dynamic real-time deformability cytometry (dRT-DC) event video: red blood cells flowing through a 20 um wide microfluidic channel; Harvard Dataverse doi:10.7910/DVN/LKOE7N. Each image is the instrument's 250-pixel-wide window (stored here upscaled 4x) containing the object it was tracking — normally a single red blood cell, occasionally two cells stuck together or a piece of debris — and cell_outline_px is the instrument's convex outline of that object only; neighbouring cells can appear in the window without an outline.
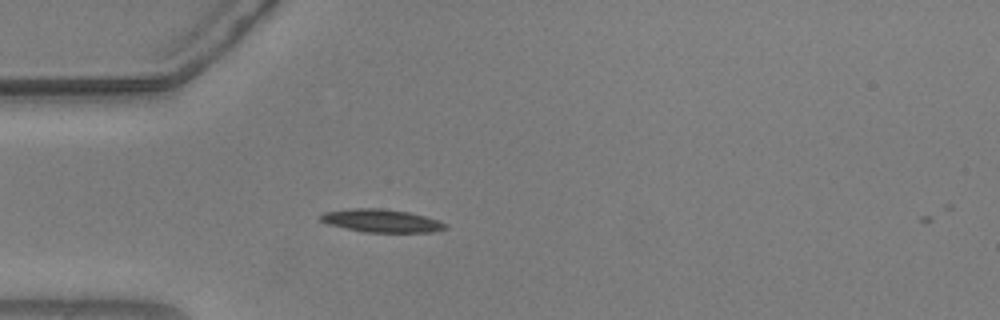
{"species": "common noctule bat (a hibernating species)", "species_latin": "Nyctalus noctula", "temperature_condition": "warm", "stored_images_in_passage": 40, "camera_frame_rate_fps": 3000, "um_per_image_px": 0.085, "animal": {"sex": "male", "body_mass_g": 20.5, "forearm_length_mm": 52.5}, "frame": {"image": 1, "passage_image": 1, "time_ms": 0.0, "image_size_px": [1000, 320], "cell_outline_px": [[448, 228], [432, 232], [364, 232], [328, 224], [320, 220], [320, 216], [324, 212], [352, 208], [380, 208], [408, 212], [424, 216], [448, 224]], "centroid_in_image_um": [32.43, 18.76], "position_along_channel_um": 52.6, "area_um2": 16.59}}
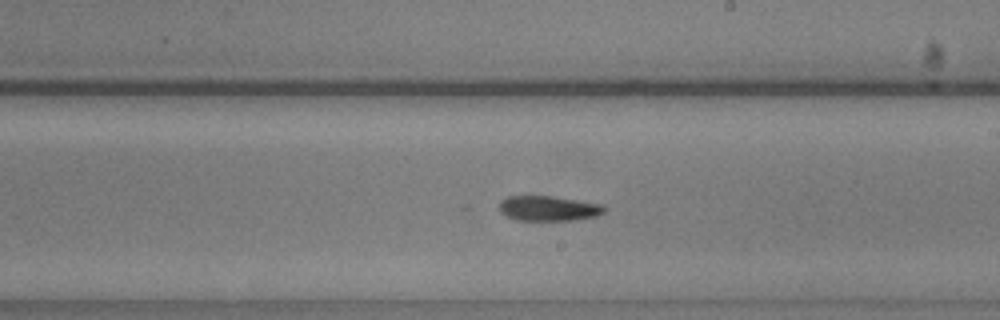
{"frame": {"image": 2, "passage_image": 17, "time_ms": 5.333, "image_size_px": [1000, 320], "cell_outline_px": [[608, 208], [604, 212], [596, 216], [576, 220], [516, 220], [500, 212], [500, 200], [508, 196], [548, 196], [604, 204]], "centroid_in_image_um": [46.65, 17.71], "position_along_channel_um": 242.3, "area_um2": 15.32}}
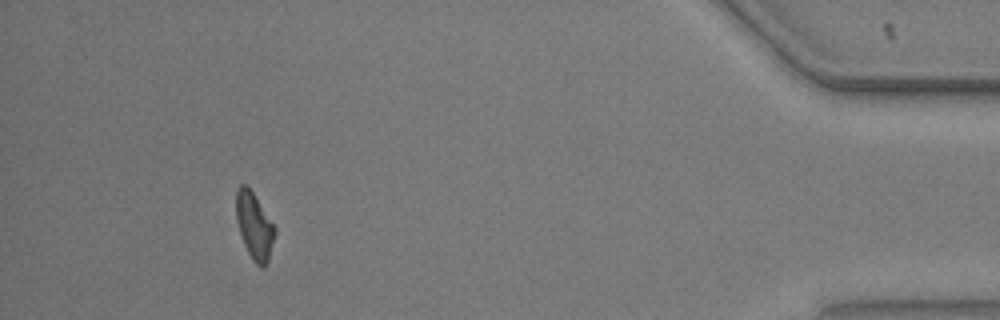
{"frame": {"image": 3, "passage_image": 36, "time_ms": 11.667, "image_size_px": [1000, 320], "cell_outline_px": [[276, 232], [268, 260], [264, 268], [260, 268], [252, 260], [244, 244], [236, 220], [236, 188], [240, 184], [244, 184], [252, 192], [276, 228]], "centroid_in_image_um": [21.61, 19.22], "position_along_channel_um": 413.6, "area_um2": 14.85}}